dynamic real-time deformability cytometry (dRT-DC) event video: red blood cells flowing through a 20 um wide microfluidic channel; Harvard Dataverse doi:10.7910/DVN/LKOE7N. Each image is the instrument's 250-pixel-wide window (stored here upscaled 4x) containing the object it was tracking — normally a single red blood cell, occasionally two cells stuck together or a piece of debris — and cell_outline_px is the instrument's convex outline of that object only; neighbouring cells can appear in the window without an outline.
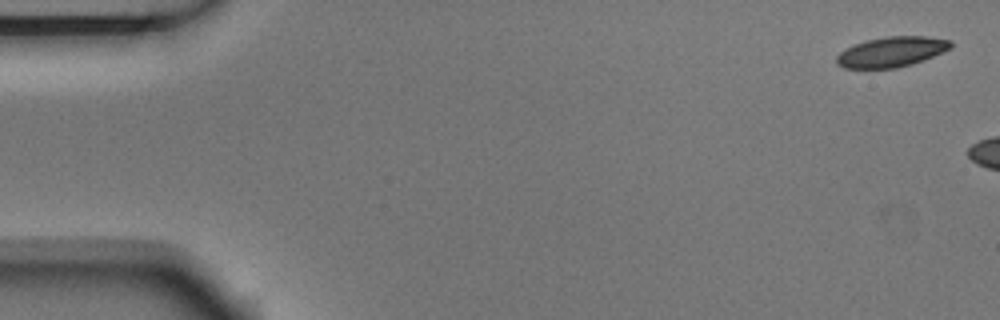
{"species": "Egyptian fruit bat (a non-hibernating species)", "species_latin": "Rousettus aegyptiacus", "temperature_condition": "room temperature", "stored_images_in_passage": 3, "camera_frame_rate_fps": 3000, "um_per_image_px": 0.085, "animal": {"sex": "male"}, "frame": {"image": 1, "passage_image": 1, "time_ms": 0.0, "image_size_px": [1000, 320], "cell_outline_px": [[952, 48], [924, 60], [912, 64], [896, 68], [844, 68], [836, 64], [836, 56], [840, 52], [856, 44], [868, 40], [888, 36], [924, 36], [952, 40]], "centroid_in_image_um": [75.81, 4.41], "position_along_channel_um": 9.2, "area_um2": 20.0}}